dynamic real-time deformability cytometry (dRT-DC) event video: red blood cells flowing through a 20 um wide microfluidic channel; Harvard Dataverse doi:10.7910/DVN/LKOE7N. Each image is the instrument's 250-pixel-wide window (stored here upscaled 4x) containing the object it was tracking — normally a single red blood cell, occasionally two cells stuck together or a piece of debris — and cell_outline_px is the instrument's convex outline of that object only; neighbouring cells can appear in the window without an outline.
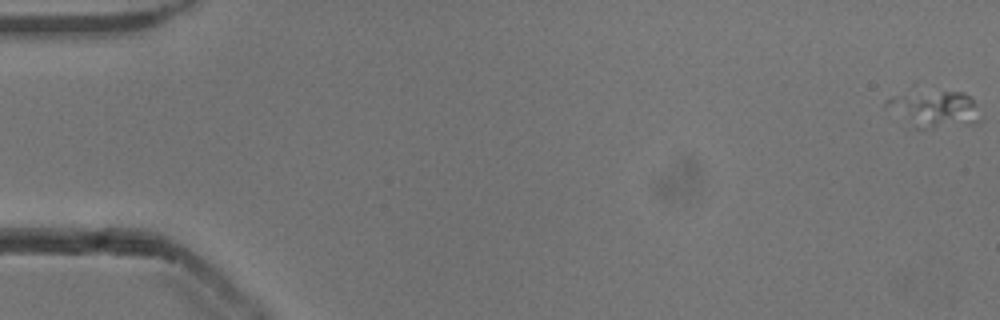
{"species": "common noctule bat (a hibernating species)", "species_latin": "Nyctalus noctula", "temperature_condition": "cold", "stored_images_in_passage": 10, "camera_frame_rate_fps": 3000, "um_per_image_px": 0.085, "animal": {"sex": "male", "body_mass_g": 13.3}, "frame": {"image": 1, "passage_image": 1, "time_ms": 0.0, "image_size_px": [1000, 320], "cell_outline_px": [[984, 116], [976, 124], [932, 128], [912, 128], [884, 108], [884, 100], [892, 96], [904, 92], [964, 92], [972, 100]], "centroid_in_image_um": [79.37, 9.29], "position_along_channel_um": 5.6, "area_um2": 20.75}}